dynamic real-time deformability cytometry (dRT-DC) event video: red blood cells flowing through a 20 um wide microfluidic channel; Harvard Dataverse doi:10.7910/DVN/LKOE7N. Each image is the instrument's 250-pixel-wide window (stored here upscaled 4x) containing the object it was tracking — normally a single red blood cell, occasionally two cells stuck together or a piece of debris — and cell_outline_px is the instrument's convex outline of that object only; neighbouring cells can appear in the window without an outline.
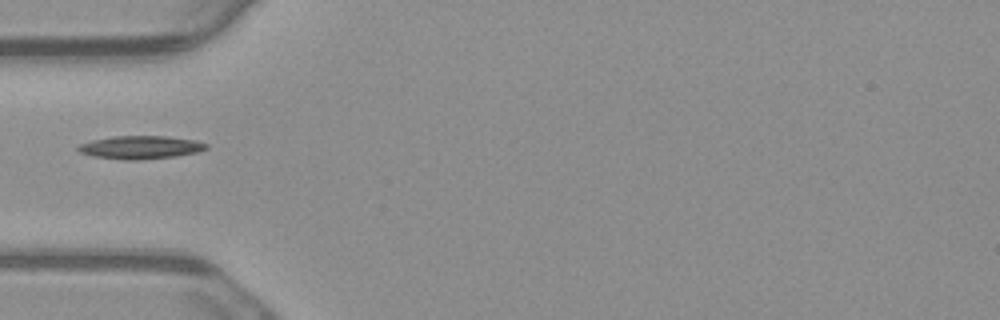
{"species": "common noctule bat (a hibernating species)", "species_latin": "Nyctalus noctula", "temperature_condition": "warm", "stored_images_in_passage": 3, "camera_frame_rate_fps": 3000, "um_per_image_px": 0.085, "animal": {"sex": "male", "body_mass_g": 23.1, "forearm_length_mm": 52.7}, "frame": {"image": 1, "passage_image": 2, "time_ms": 0.333, "image_size_px": [1000, 320], "cell_outline_px": [[208, 148], [196, 152], [176, 156], [136, 160], [124, 160], [92, 156], [80, 152], [76, 148], [80, 144], [92, 140], [112, 136], [168, 136], [196, 140], [208, 144]], "centroid_in_image_um": [11.94, 12.52], "position_along_channel_um": 73.1, "area_um2": 17.28}}
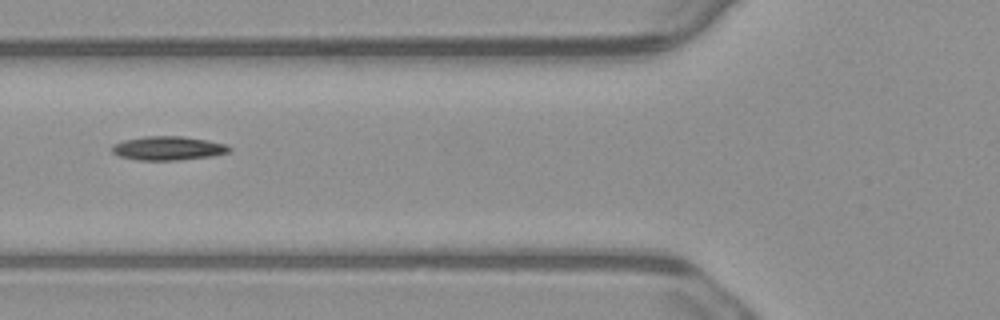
{"frame": {"image": 2, "passage_image": 3, "time_ms": 0.667, "image_size_px": [1000, 320], "cell_outline_px": [[232, 148], [228, 152], [212, 156], [180, 160], [136, 160], [120, 156], [112, 152], [112, 144], [124, 140], [144, 136], [180, 136], [208, 140], [228, 144]], "centroid_in_image_um": [14.3, 12.6], "position_along_channel_um": 111.5, "area_um2": 16.42}}